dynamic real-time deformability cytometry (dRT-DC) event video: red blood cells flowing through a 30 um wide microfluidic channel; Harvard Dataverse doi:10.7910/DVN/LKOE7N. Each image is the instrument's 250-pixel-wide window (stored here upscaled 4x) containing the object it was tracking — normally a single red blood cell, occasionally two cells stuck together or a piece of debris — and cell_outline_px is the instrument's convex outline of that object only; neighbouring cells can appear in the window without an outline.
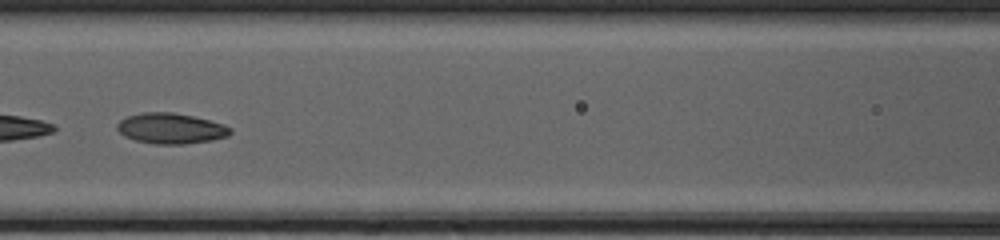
{"species": "common noctule bat (a hibernating species)", "species_latin": "Nyctalus noctula", "temperature_condition": "cold", "stored_images_in_passage": 39, "camera_frame_rate_fps": 3000, "um_per_image_px": 0.085, "animal": {"sex": "female", "body_mass_g": 20.0, "forearm_length_mm": 54.0}, "frame": {"image": 1, "passage_image": 23, "time_ms": 7.333, "image_size_px": [1000, 240], "cell_outline_px": [[232, 132], [228, 136], [212, 140], [184, 144], [156, 144], [136, 140], [124, 136], [116, 128], [116, 124], [120, 120], [128, 116], [140, 112], [172, 112], [192, 116], [224, 124], [232, 128]], "centroid_in_image_um": [14.52, 10.91], "position_along_channel_um": 152.1, "area_um2": 20.17}, "authors_computed_cell_mechanics": {"area_um2": 20.23, "velocity_mm_per_s": 4.1589, "shape_relaxation_time_tau1_ms": 4.7116, "shape_relaxation_time_tau2_ms": 2.3366, "deformation_change_tau1": 0.1439, "deformation_change_tau2": 0.0769}}